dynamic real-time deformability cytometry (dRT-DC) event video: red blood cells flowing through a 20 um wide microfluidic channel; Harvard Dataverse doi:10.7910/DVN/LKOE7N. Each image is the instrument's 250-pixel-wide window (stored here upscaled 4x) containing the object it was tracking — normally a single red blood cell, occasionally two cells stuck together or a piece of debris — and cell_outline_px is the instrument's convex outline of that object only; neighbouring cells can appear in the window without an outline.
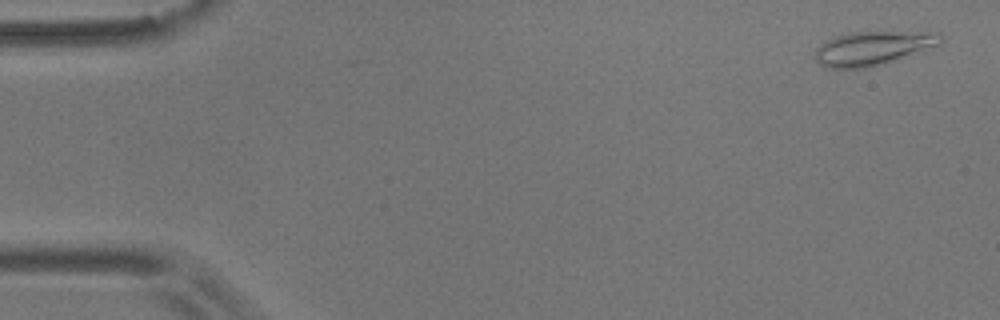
{"species": "common noctule bat (a hibernating species)", "species_latin": "Nyctalus noctula", "temperature_condition": "room temperature", "stored_images_in_passage": 54, "camera_frame_rate_fps": 3000, "um_per_image_px": 0.085, "animal": {"sex": "male", "body_mass_g": 17.9}, "frame": {"image": 1, "passage_image": 2, "time_ms": 0.333, "image_size_px": [1000, 320], "cell_outline_px": [[944, 40], [940, 44], [924, 52], [884, 64], [864, 68], [832, 68], [820, 64], [816, 60], [816, 48], [820, 44], [836, 36], [852, 32], [940, 32], [944, 36]], "centroid_in_image_um": [74.3, 4.09], "position_along_channel_um": 10.7, "area_um2": 25.09}}
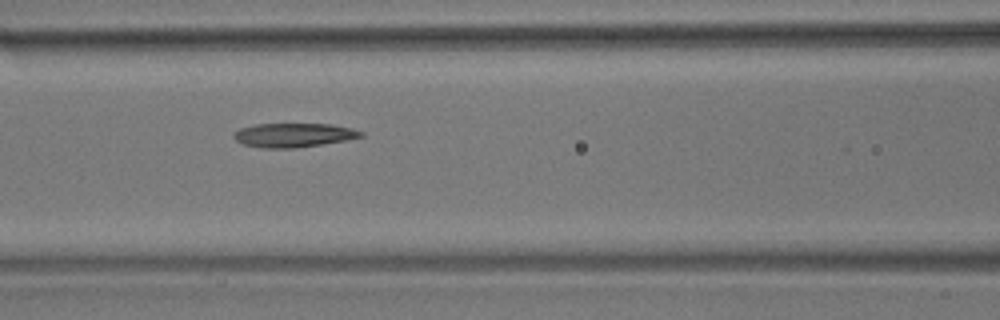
{"frame": {"image": 2, "passage_image": 23, "time_ms": 7.333, "image_size_px": [1000, 320], "cell_outline_px": [[364, 136], [344, 140], [320, 144], [292, 148], [260, 148], [244, 144], [236, 140], [232, 136], [240, 128], [256, 124], [332, 124], [352, 128], [364, 132]], "centroid_in_image_um": [24.95, 11.48], "position_along_channel_um": 141.6, "area_um2": 17.63}}
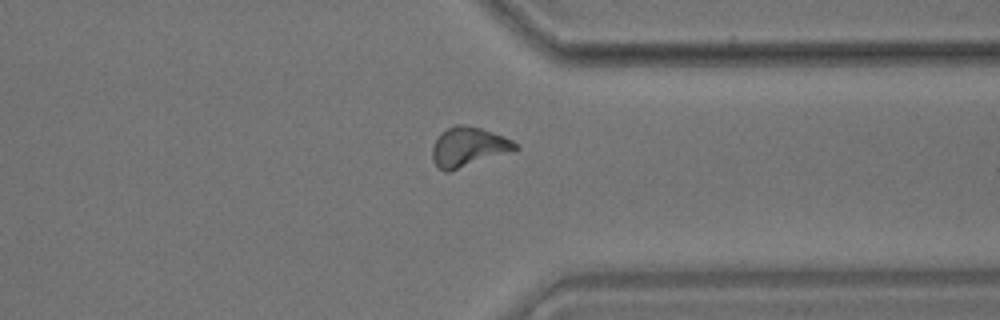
{"frame": {"image": 3, "passage_image": 42, "time_ms": 13.667, "image_size_px": [1000, 320], "cell_outline_px": [[520, 148], [448, 172], [444, 172], [436, 168], [432, 160], [432, 148], [440, 132], [456, 124], [460, 124], [480, 128], [492, 132], [512, 140]], "centroid_in_image_um": [39.75, 12.5], "position_along_channel_um": 371.6, "area_um2": 18.84}, "authors_computed_cell_mechanics": {"area_um2": 18.4671, "velocity_mm_per_s": 3.6632, "shape_relaxation_time_tau1_ms": 8.8128, "shape_relaxation_time_tau2_ms": null, "deformation_change_tau1": 0.202, "deformation_change_tau2": null}}